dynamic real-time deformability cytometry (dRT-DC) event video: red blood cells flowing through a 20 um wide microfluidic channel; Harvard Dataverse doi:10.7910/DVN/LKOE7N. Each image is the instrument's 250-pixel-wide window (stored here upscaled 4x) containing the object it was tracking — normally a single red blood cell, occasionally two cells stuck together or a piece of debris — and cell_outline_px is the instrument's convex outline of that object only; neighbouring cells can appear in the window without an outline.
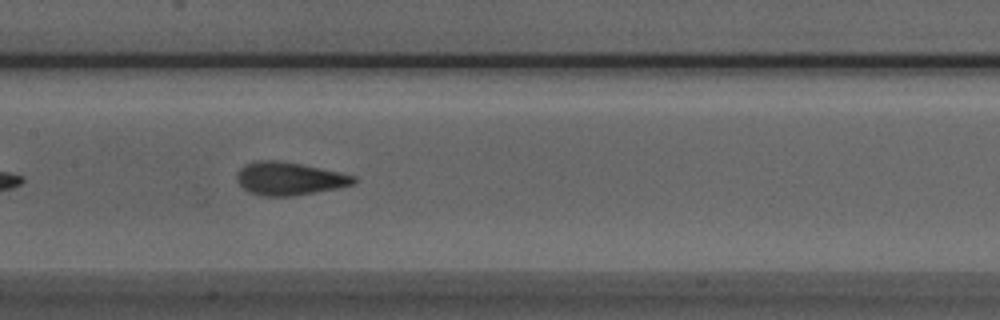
{"species": "Egyptian fruit bat (a non-hibernating species)", "species_latin": "Rousettus aegyptiacus", "temperature_condition": "room temperature", "stored_images_in_passage": 39, "camera_frame_rate_fps": 3000, "um_per_image_px": 0.085, "animal": {"sex": "male"}, "frame": {"image": 1, "passage_image": 12, "time_ms": 3.667, "image_size_px": [1000, 320], "cell_outline_px": [[360, 180], [352, 184], [336, 188], [292, 196], [260, 196], [248, 192], [236, 180], [236, 176], [240, 168], [244, 164], [252, 160], [276, 160], [300, 164], [320, 168], [356, 176]], "centroid_in_image_um": [24.54, 15.17], "position_along_channel_um": 182.9, "area_um2": 22.48}}
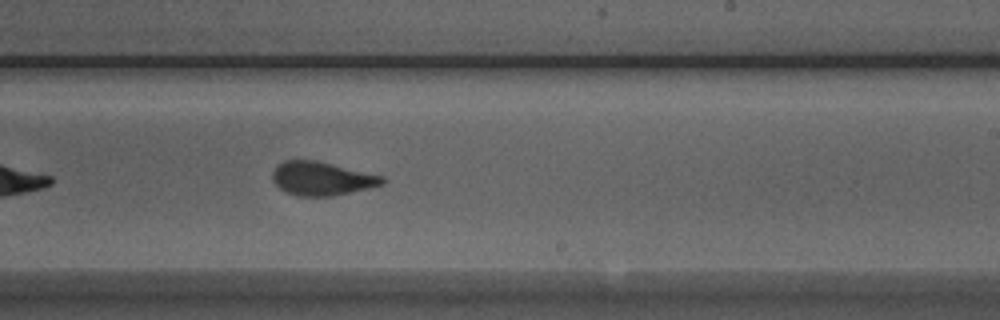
{"frame": {"image": 2, "passage_image": 18, "time_ms": 5.667, "image_size_px": [1000, 320], "cell_outline_px": [[388, 180], [384, 184], [368, 188], [332, 196], [296, 196], [280, 188], [272, 180], [272, 172], [284, 160], [312, 160], [384, 176]], "centroid_in_image_um": [27.36, 15.19], "position_along_channel_um": 261.6, "area_um2": 21.21}}
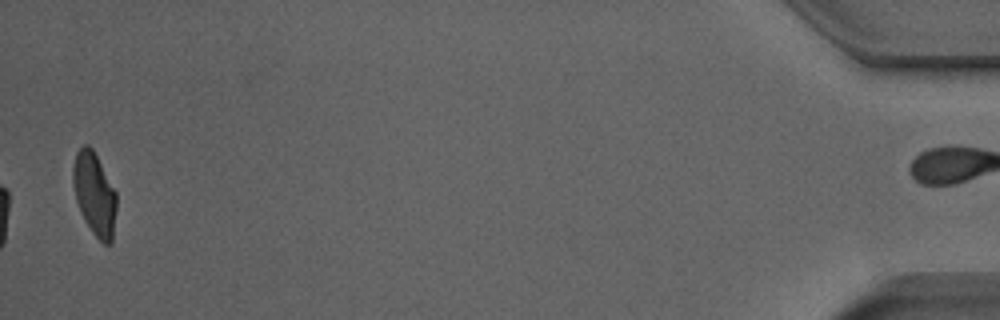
{"frame": {"image": 3, "passage_image": 38, "time_ms": 12.333, "image_size_px": [1000, 320], "cell_outline_px": [[116, 208], [112, 244], [104, 244], [92, 232], [84, 220], [80, 212], [76, 200], [72, 184], [72, 168], [76, 152], [84, 144], [88, 144], [92, 148], [116, 192]], "centroid_in_image_um": [8.01, 16.49], "position_along_channel_um": 427.2, "area_um2": 21.04}, "authors_computed_cell_mechanics": {"area_um2": 21.8484, "velocity_mm_per_s": 3.9628, "shape_relaxation_time_tau1_ms": 3.3447, "shape_relaxation_time_tau2_ms": 0.8286, "deformation_change_tau1": 0.1333, "deformation_change_tau2": 0.0544}}